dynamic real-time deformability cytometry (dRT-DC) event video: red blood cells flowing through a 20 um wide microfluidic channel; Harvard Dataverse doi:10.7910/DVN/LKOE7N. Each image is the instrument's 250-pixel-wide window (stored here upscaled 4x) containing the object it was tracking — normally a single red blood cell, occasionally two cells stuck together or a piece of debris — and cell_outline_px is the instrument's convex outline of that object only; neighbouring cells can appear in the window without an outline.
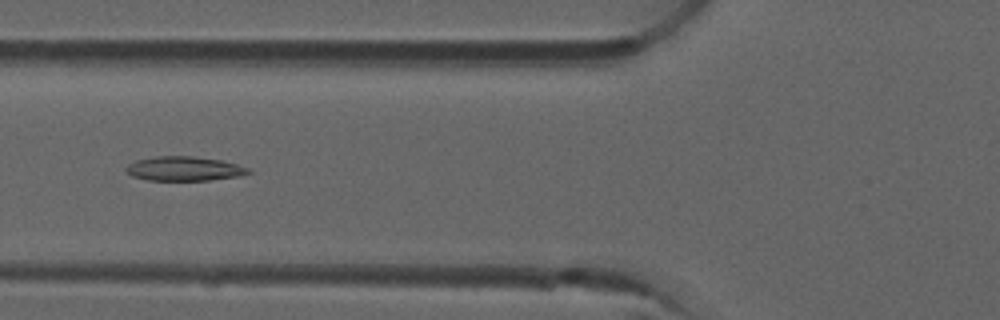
{"species": "common noctule bat (a hibernating species)", "species_latin": "Nyctalus noctula", "temperature_condition": "room temperature", "stored_images_in_passage": 6, "camera_frame_rate_fps": 3000, "um_per_image_px": 0.085, "animal": {"sex": "male", "forearm_length_mm": 52.5}, "frame": {"image": 1, "passage_image": 6, "time_ms": 1.667, "image_size_px": [1000, 320], "cell_outline_px": [[252, 172], [240, 176], [208, 180], [148, 180], [132, 176], [124, 168], [128, 164], [136, 160], [156, 156], [192, 156], [220, 160], [236, 164], [248, 168]], "centroid_in_image_um": [15.64, 14.33], "position_along_channel_um": 110.2, "area_um2": 17.22}}